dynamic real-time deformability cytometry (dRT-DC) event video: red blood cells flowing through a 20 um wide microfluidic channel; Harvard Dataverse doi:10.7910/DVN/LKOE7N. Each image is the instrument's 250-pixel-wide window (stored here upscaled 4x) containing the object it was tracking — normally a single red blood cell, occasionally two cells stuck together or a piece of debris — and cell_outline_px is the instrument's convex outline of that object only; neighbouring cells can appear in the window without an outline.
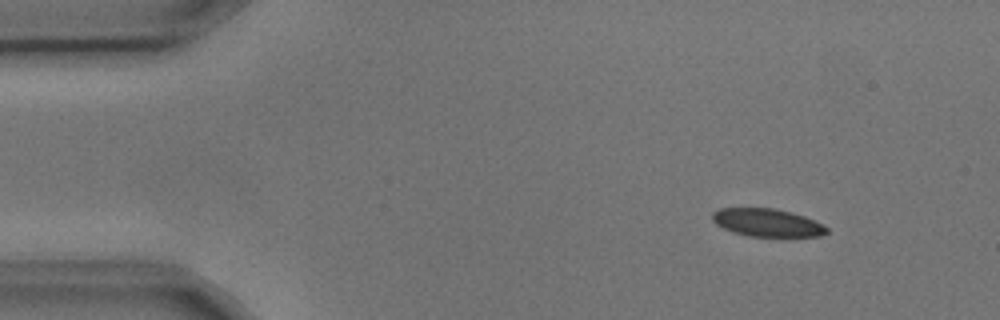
{"species": "common noctule bat (a hibernating species)", "species_latin": "Nyctalus noctula", "temperature_condition": "cold", "stored_images_in_passage": 6, "camera_frame_rate_fps": 3000, "um_per_image_px": 0.085, "animal": {"sex": "male", "body_mass_g": 17.9, "forearm_length_mm": 54.2}, "frame": {"image": 1, "passage_image": 1, "time_ms": 0.0, "image_size_px": [1000, 320], "cell_outline_px": [[828, 232], [820, 236], [748, 236], [732, 232], [716, 224], [712, 220], [712, 212], [720, 208], [776, 208], [792, 212], [804, 216], [828, 228]], "centroid_in_image_um": [65.17, 18.92], "position_along_channel_um": 19.8, "area_um2": 18.5}}
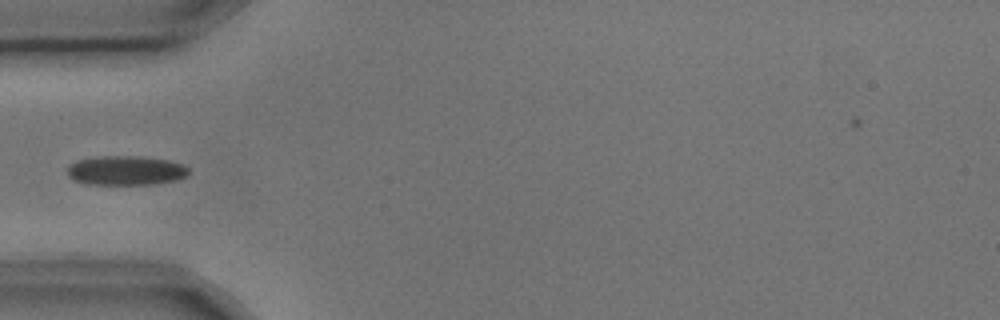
{"frame": {"image": 2, "passage_image": 4, "time_ms": 1.0, "image_size_px": [1000, 320], "cell_outline_px": [[188, 176], [176, 180], [152, 184], [84, 184], [72, 180], [68, 176], [68, 164], [76, 160], [100, 156], [140, 156], [168, 160], [184, 164], [188, 168]], "centroid_in_image_um": [10.67, 14.49], "position_along_channel_um": 74.3, "area_um2": 20.98}}
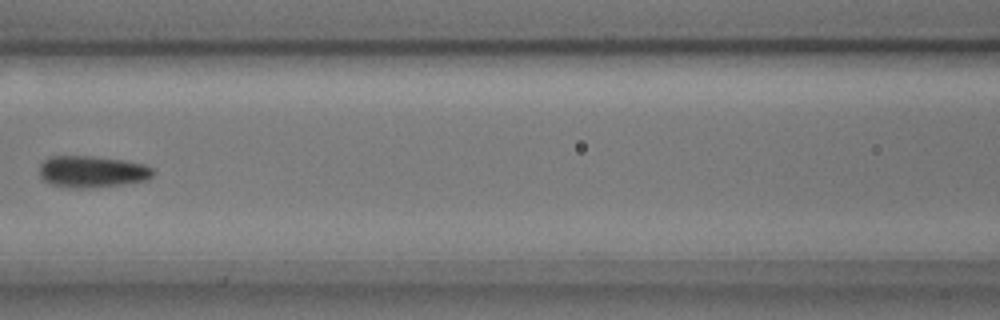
{"frame": {"image": 3, "passage_image": 6, "time_ms": 1.667, "image_size_px": [1000, 320], "cell_outline_px": [[156, 172], [148, 180], [124, 184], [88, 188], [68, 188], [52, 184], [44, 180], [40, 176], [40, 164], [44, 160], [52, 156], [92, 156], [124, 160], [144, 164], [152, 168]], "centroid_in_image_um": [7.85, 14.59], "position_along_channel_um": 158.7, "area_um2": 21.1}}